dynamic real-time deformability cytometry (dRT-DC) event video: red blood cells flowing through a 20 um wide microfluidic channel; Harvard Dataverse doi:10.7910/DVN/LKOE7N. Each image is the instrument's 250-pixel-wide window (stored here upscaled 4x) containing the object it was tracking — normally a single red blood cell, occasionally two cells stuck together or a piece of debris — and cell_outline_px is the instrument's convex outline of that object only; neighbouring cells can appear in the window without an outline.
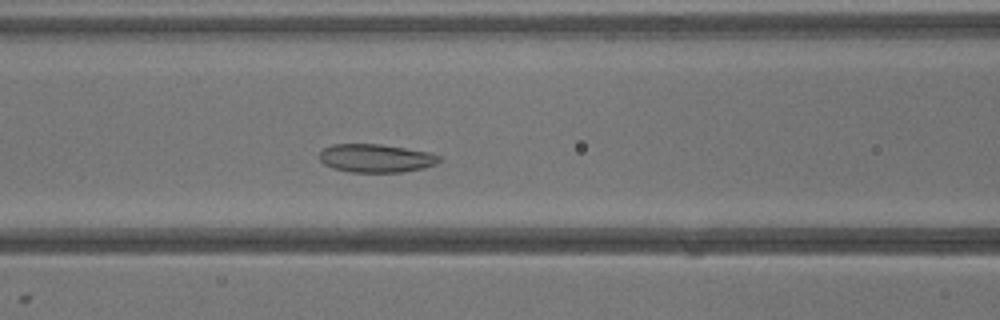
{"species": "common noctule bat (a hibernating species)", "species_latin": "Nyctalus noctula", "temperature_condition": "warm", "stored_images_in_passage": 38, "camera_frame_rate_fps": 3000, "um_per_image_px": 0.085, "animal": {"sex": "male", "body_mass_g": 13.3}, "frame": {"image": 1, "passage_image": 15, "time_ms": 4.667, "image_size_px": [1000, 320], "cell_outline_px": [[440, 160], [436, 164], [424, 168], [404, 172], [348, 172], [332, 168], [324, 164], [320, 160], [320, 152], [324, 148], [332, 144], [380, 144], [428, 152], [440, 156]], "centroid_in_image_um": [31.94, 13.45], "position_along_channel_um": 134.7, "area_um2": 19.77}}
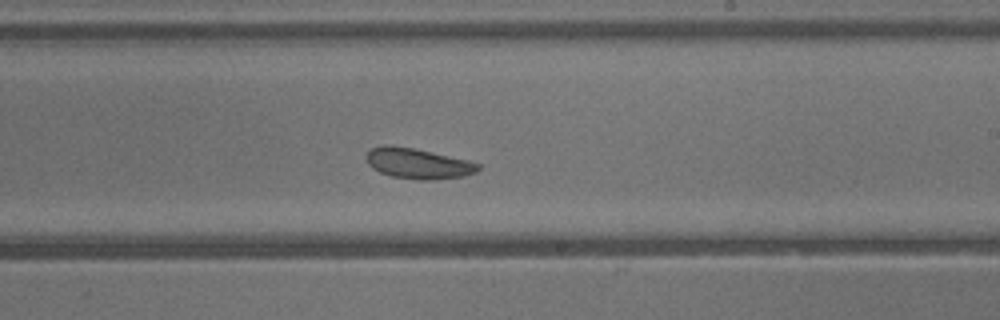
{"frame": {"image": 2, "passage_image": 22, "time_ms": 7.0, "image_size_px": [1000, 320], "cell_outline_px": [[480, 168], [476, 172], [464, 176], [432, 180], [420, 180], [392, 176], [380, 172], [372, 168], [368, 164], [364, 156], [372, 148], [384, 144], [392, 144], [416, 148], [468, 160], [480, 164]], "centroid_in_image_um": [35.5, 13.88], "position_along_channel_um": 253.5, "area_um2": 20.11}}
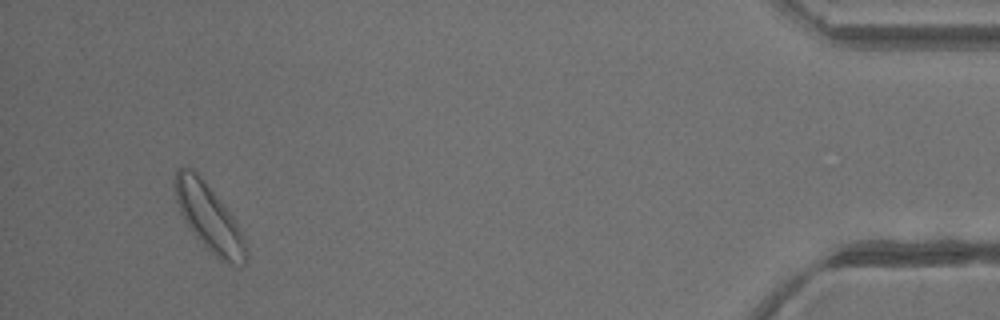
{"frame": {"image": 3, "passage_image": 36, "time_ms": 11.667, "image_size_px": [1000, 320], "cell_outline_px": [[248, 260], [244, 264], [228, 264], [220, 260], [196, 236], [184, 220], [180, 212], [176, 200], [172, 180], [176, 172], [180, 168], [192, 168], [204, 180], [236, 220], [244, 236], [248, 248]], "centroid_in_image_um": [17.79, 18.5], "position_along_channel_um": 417.4, "area_um2": 27.63}}